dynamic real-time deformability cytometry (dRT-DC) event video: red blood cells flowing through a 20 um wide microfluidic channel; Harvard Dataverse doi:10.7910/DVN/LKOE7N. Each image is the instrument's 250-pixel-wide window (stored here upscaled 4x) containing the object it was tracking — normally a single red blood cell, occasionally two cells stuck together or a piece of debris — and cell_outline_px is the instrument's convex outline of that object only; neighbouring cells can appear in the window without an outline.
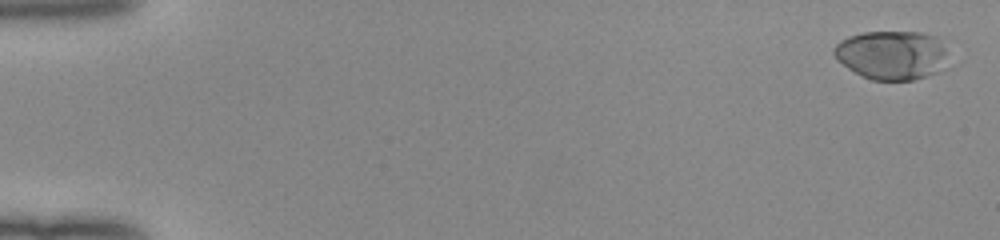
{"species": "human", "species_latin": "Homo sapiens", "temperature_condition": "room temperature", "stored_images_in_passage": 52, "camera_frame_rate_fps": 3000, "um_per_image_px": 0.085, "donor": {"sex": "female"}, "frame": {"image": 1, "passage_image": 2, "time_ms": 0.333, "image_size_px": [1000, 240], "cell_outline_px": [[948, 68], [940, 72], [912, 80], [872, 80], [848, 68], [836, 60], [832, 52], [832, 48], [840, 40], [848, 36], [864, 32], [924, 32], [940, 36], [944, 48]], "centroid_in_image_um": [75.83, 4.67], "position_along_channel_um": 9.2, "area_um2": 33.18}}
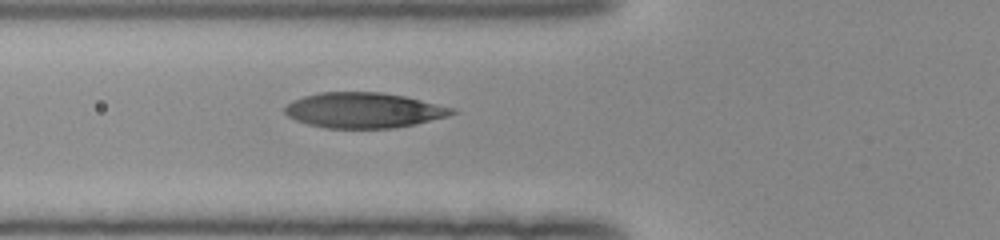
{"frame": {"image": 2, "passage_image": 21, "time_ms": 6.667, "image_size_px": [1000, 240], "cell_outline_px": [[460, 112], [448, 116], [412, 124], [392, 128], [324, 128], [308, 124], [296, 120], [288, 116], [284, 112], [284, 108], [292, 100], [304, 96], [320, 92], [380, 92], [404, 96], [456, 108]], "centroid_in_image_um": [30.92, 9.37], "position_along_channel_um": 94.9, "area_um2": 34.39}}
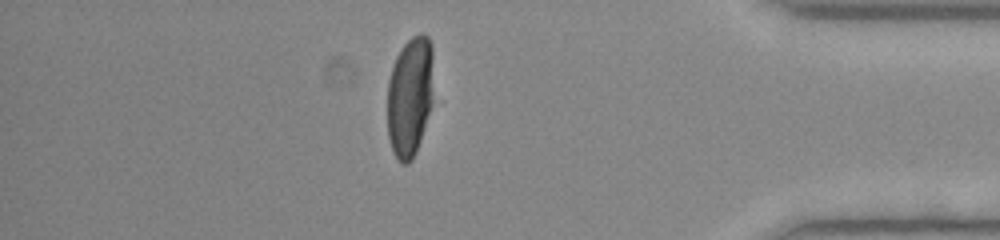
{"frame": {"image": 3, "passage_image": 46, "time_ms": 15.0, "image_size_px": [1000, 240], "cell_outline_px": [[432, 104], [416, 152], [412, 160], [408, 164], [404, 164], [396, 156], [392, 148], [388, 136], [388, 80], [396, 56], [404, 44], [412, 36], [420, 32], [424, 32], [428, 36], [432, 44]], "centroid_in_image_um": [34.85, 8.16], "position_along_channel_um": 400.4, "area_um2": 32.31}, "authors_computed_cell_mechanics": {"area_um2": 34.1598, "velocity_mm_per_s": 4.0233, "shape_relaxation_time_tau1_ms": 4.5527, "shape_relaxation_time_tau2_ms": null, "deformation_change_tau1": 0.2303, "deformation_change_tau2": null}}